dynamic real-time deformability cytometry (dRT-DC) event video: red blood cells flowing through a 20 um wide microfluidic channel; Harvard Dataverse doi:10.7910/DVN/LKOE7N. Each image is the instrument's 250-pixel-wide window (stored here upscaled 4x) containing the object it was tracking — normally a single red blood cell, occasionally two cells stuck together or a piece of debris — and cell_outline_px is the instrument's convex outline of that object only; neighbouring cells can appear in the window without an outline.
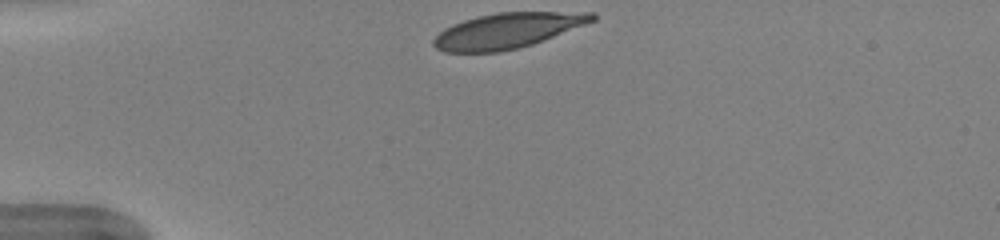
{"species": "human", "species_latin": "Homo sapiens", "temperature_condition": "warm", "stored_images_in_passage": 33, "camera_frame_rate_fps": 3000, "um_per_image_px": 0.085, "donor": {"sex": "female"}, "frame": {"image": 1, "passage_image": 1, "time_ms": 0.0, "image_size_px": [1000, 240], "cell_outline_px": [[596, 20], [532, 44], [500, 52], [444, 52], [436, 48], [432, 44], [432, 40], [444, 28], [452, 24], [476, 16], [496, 12], [596, 12]], "centroid_in_image_um": [43.1, 2.59], "position_along_channel_um": 41.9, "area_um2": 32.54}}
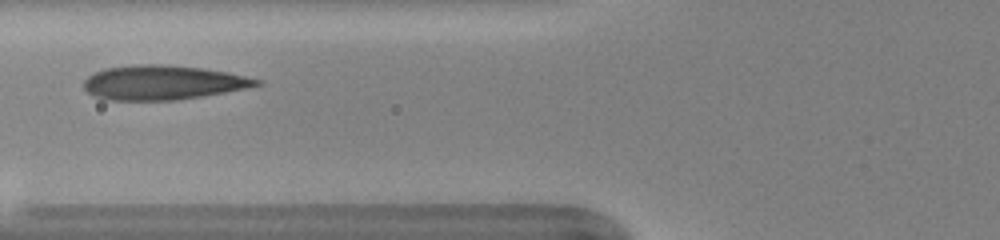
{"frame": {"image": 2, "passage_image": 9, "time_ms": 2.667, "image_size_px": [1000, 240], "cell_outline_px": [[264, 84], [224, 92], [176, 100], [104, 100], [92, 96], [84, 88], [84, 80], [88, 76], [104, 68], [132, 64], [160, 64], [200, 68], [228, 72], [264, 80]], "centroid_in_image_um": [13.81, 7.01], "position_along_channel_um": 112.0, "area_um2": 34.68}}
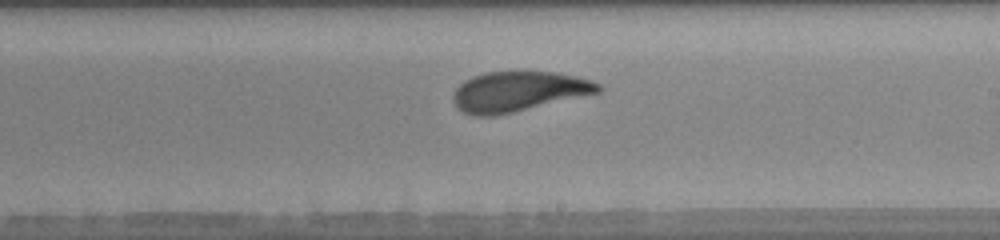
{"frame": {"image": 3, "passage_image": 19, "time_ms": 6.0, "image_size_px": [1000, 240], "cell_outline_px": [[604, 88], [600, 92], [496, 116], [476, 116], [464, 112], [456, 108], [452, 100], [452, 96], [456, 88], [464, 80], [472, 76], [484, 72], [556, 72], [592, 80], [600, 84]], "centroid_in_image_um": [44.04, 7.78], "position_along_channel_um": 245.0, "area_um2": 33.87}, "authors_computed_cell_mechanics": {"area_um2": 34.102, "velocity_mm_per_s": 3.9886, "shape_relaxation_time_tau1_ms": 3.0364, "shape_relaxation_time_tau2_ms": 0.7147, "deformation_change_tau1": 0.1597, "deformation_change_tau2": 0.0655}}